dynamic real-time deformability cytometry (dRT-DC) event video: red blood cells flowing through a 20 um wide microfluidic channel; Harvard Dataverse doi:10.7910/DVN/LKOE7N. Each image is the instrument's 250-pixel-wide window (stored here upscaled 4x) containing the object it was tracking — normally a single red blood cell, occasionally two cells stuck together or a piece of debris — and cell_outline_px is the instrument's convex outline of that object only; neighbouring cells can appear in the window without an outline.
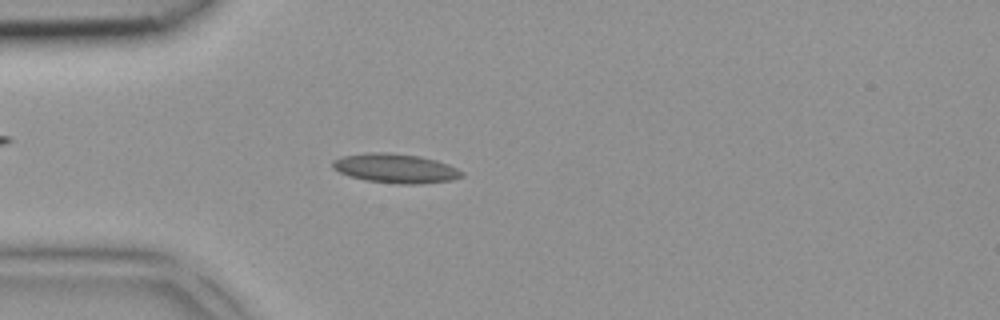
{"species": "common noctule bat (a hibernating species)", "species_latin": "Nyctalus noctula", "temperature_condition": "room temperature", "stored_images_in_passage": 3, "camera_frame_rate_fps": 3000, "um_per_image_px": 0.085, "animal": {"sex": "female", "body_mass_g": 18.4}, "frame": {"image": 1, "passage_image": 3, "time_ms": 0.667, "image_size_px": [1000, 320], "cell_outline_px": [[464, 176], [452, 180], [420, 184], [404, 184], [368, 180], [352, 176], [340, 172], [332, 168], [332, 160], [340, 156], [368, 152], [388, 152], [420, 156], [436, 160], [448, 164], [464, 172]], "centroid_in_image_um": [33.63, 14.29], "position_along_channel_um": 51.4, "area_um2": 22.02}}